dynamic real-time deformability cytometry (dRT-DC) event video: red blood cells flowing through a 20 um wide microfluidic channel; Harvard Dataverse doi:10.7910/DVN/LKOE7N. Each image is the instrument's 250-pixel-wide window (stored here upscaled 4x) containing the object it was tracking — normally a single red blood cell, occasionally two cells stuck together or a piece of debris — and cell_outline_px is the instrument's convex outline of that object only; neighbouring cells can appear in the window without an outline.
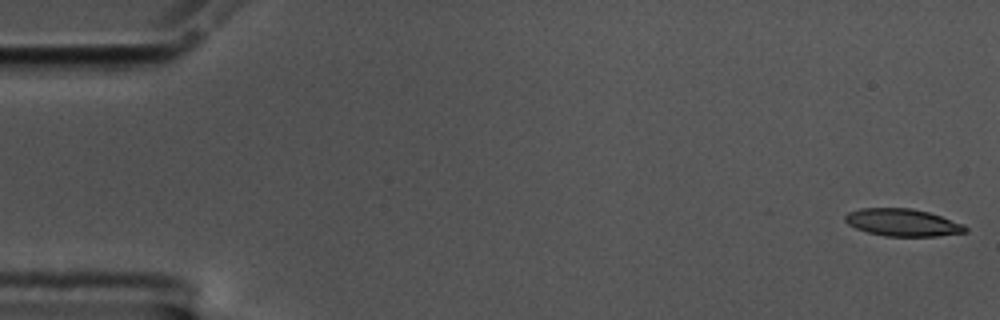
{"species": "common noctule bat (a hibernating species)", "species_latin": "Nyctalus noctula", "temperature_condition": "cold", "stored_images_in_passage": 56, "camera_frame_rate_fps": 3000, "um_per_image_px": 0.085, "animal": {"sex": "male", "body_mass_g": 17.5, "forearm_length_mm": 52.3}, "frame": {"image": 1, "passage_image": 1, "time_ms": 0.0, "image_size_px": [1000, 320], "cell_outline_px": [[968, 232], [936, 236], [884, 236], [868, 232], [856, 228], [848, 224], [844, 220], [844, 216], [848, 212], [860, 208], [912, 208], [928, 212], [964, 224], [968, 228]], "centroid_in_image_um": [76.72, 18.91], "position_along_channel_um": 8.3, "area_um2": 19.19}}
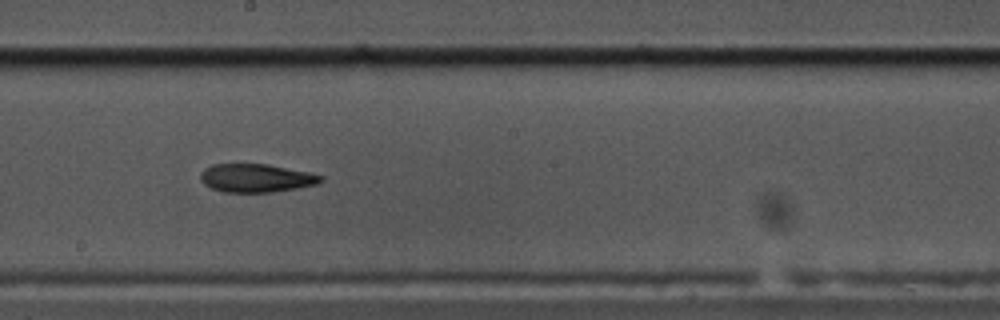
{"frame": {"image": 2, "passage_image": 31, "time_ms": 10.0, "image_size_px": [1000, 320], "cell_outline_px": [[324, 180], [316, 184], [296, 188], [272, 192], [224, 192], [212, 188], [204, 184], [200, 180], [200, 172], [204, 168], [212, 164], [268, 164], [308, 172], [324, 176]], "centroid_in_image_um": [21.75, 15.13], "position_along_channel_um": 226.4, "area_um2": 19.88}}
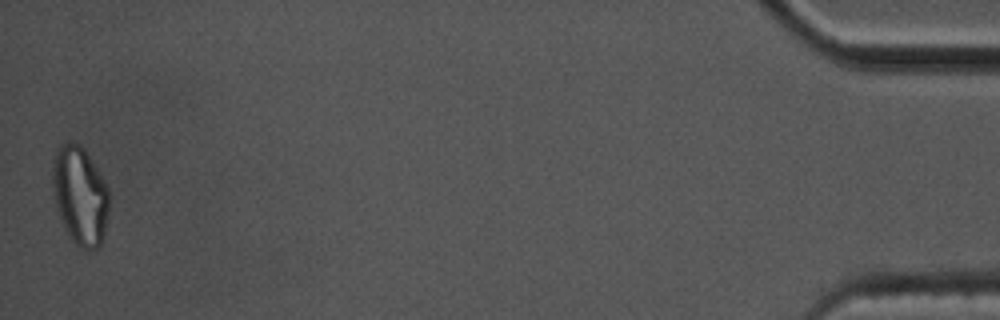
{"frame": {"image": 3, "passage_image": 56, "time_ms": 18.333, "image_size_px": [1000, 320], "cell_outline_px": [[108, 212], [104, 236], [100, 248], [88, 252], [80, 248], [68, 236], [64, 228], [56, 204], [52, 184], [52, 164], [56, 148], [60, 144], [68, 140], [80, 144], [84, 148], [108, 188]], "centroid_in_image_um": [6.79, 16.64], "position_along_channel_um": 428.4, "area_um2": 32.77}, "authors_computed_cell_mechanics": {"area_um2": 20.6346, "velocity_mm_per_s": 3.5432, "shape_relaxation_time_tau1_ms": null, "shape_relaxation_time_tau2_ms": 7.3276, "deformation_change_tau1": null, "deformation_change_tau2": 0.1742}}